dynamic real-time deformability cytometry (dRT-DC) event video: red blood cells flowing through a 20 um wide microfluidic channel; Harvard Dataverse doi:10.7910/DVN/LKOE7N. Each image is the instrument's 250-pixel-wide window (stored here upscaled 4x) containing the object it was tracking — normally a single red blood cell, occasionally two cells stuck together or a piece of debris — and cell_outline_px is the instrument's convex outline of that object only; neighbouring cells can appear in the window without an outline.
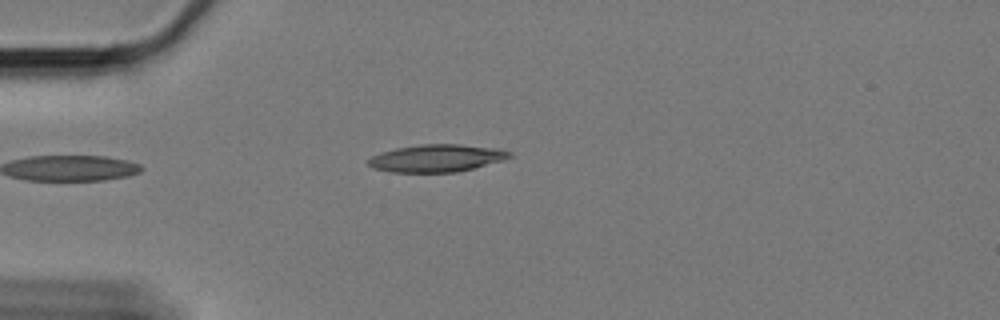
{"species": "Egyptian fruit bat (a non-hibernating species)", "species_latin": "Rousettus aegyptiacus", "temperature_condition": "cold", "stored_images_in_passage": 40, "camera_frame_rate_fps": 3000, "um_per_image_px": 0.085, "animal": {"sex": "female"}, "frame": {"image": 1, "passage_image": 1, "time_ms": 0.0, "image_size_px": [1000, 320], "cell_outline_px": [[512, 156], [504, 160], [456, 172], [388, 172], [372, 168], [368, 164], [368, 160], [372, 156], [380, 152], [396, 148], [420, 144], [460, 144], [496, 148], [512, 152]], "centroid_in_image_um": [37.09, 13.44], "position_along_channel_um": 47.9, "area_um2": 22.6}}
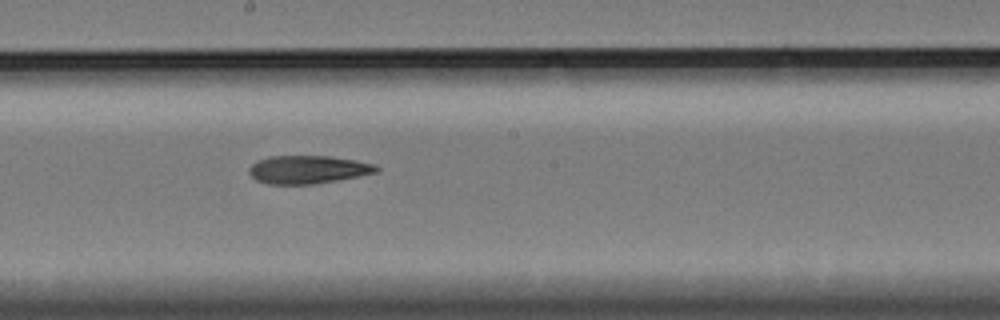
{"frame": {"image": 2, "passage_image": 18, "time_ms": 5.667, "image_size_px": [1000, 320], "cell_outline_px": [[380, 172], [316, 184], [268, 184], [256, 180], [248, 172], [248, 168], [256, 160], [268, 156], [328, 156], [356, 160], [376, 164], [380, 168]], "centroid_in_image_um": [26.19, 14.41], "position_along_channel_um": 222.0, "area_um2": 21.1}}
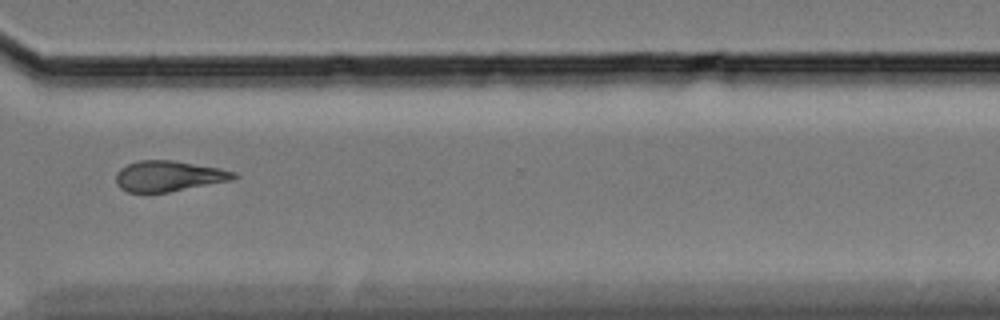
{"frame": {"image": 3, "passage_image": 30, "time_ms": 9.667, "image_size_px": [1000, 320], "cell_outline_px": [[240, 176], [236, 180], [168, 192], [128, 192], [120, 188], [116, 184], [116, 172], [120, 168], [128, 164], [140, 160], [172, 160], [220, 168], [236, 172]], "centroid_in_image_um": [14.39, 14.97], "position_along_channel_um": 356.2, "area_um2": 21.27}, "authors_computed_cell_mechanics": {"area_um2": 21.2126, "velocity_mm_per_s": 3.3597, "shape_relaxation_time_tau1_ms": 5.4672, "shape_relaxation_time_tau2_ms": 9.253, "deformation_change_tau1": 0.1611, "deformation_change_tau2": 0.2246}}